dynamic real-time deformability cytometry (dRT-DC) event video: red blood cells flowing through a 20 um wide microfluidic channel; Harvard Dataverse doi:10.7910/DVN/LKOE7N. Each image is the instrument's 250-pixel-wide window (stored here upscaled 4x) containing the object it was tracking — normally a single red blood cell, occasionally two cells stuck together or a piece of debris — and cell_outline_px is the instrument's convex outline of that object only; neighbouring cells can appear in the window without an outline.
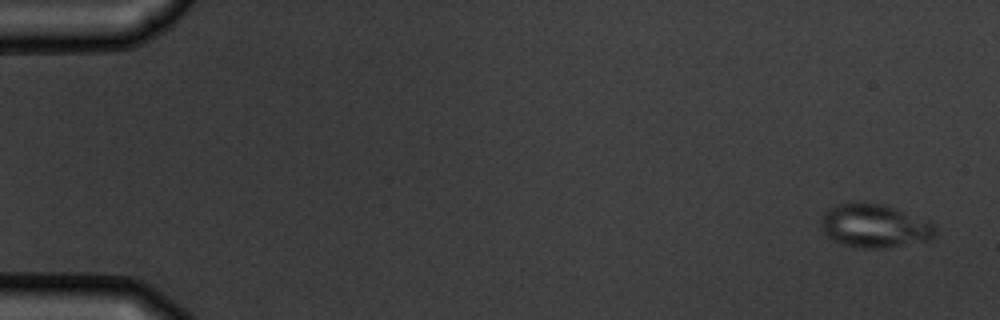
{"species": "common noctule bat (a hibernating species)", "species_latin": "Nyctalus noctula", "temperature_condition": "warm", "stored_images_in_passage": 8, "camera_frame_rate_fps": 3000, "um_per_image_px": 0.085, "animal": {"sex": "male", "body_mass_g": 19.5, "forearm_length_mm": 54.6}, "frame": {"image": 1, "passage_image": 1, "time_ms": 0.0, "image_size_px": [1000, 320], "cell_outline_px": [[936, 232], [932, 240], [884, 248], [864, 248], [844, 244], [832, 240], [824, 232], [820, 224], [824, 212], [828, 208], [836, 204], [852, 200], [884, 204], [896, 208], [932, 224], [936, 228]], "centroid_in_image_um": [74.29, 19.17], "position_along_channel_um": 10.7, "area_um2": 29.13}}
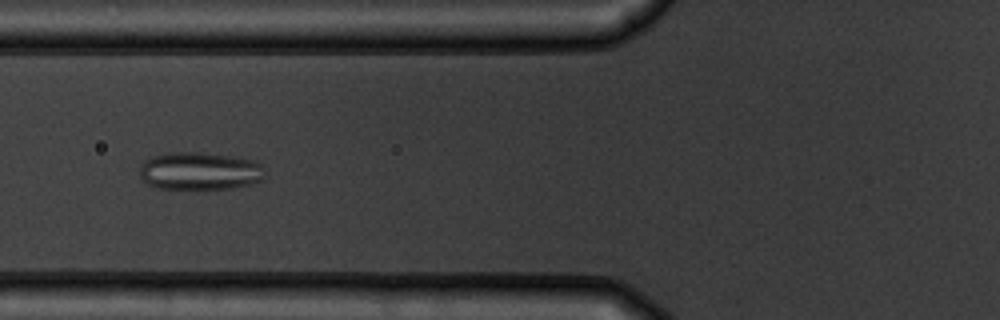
{"frame": {"image": 2, "passage_image": 6, "time_ms": 6.333, "image_size_px": [1000, 320], "cell_outline_px": [[264, 180], [232, 188], [156, 188], [148, 184], [140, 176], [140, 164], [144, 160], [152, 156], [168, 152], [200, 152], [228, 156], [252, 160], [260, 164], [264, 176]], "centroid_in_image_um": [16.93, 14.53], "position_along_channel_um": 108.9, "area_um2": 27.34}}